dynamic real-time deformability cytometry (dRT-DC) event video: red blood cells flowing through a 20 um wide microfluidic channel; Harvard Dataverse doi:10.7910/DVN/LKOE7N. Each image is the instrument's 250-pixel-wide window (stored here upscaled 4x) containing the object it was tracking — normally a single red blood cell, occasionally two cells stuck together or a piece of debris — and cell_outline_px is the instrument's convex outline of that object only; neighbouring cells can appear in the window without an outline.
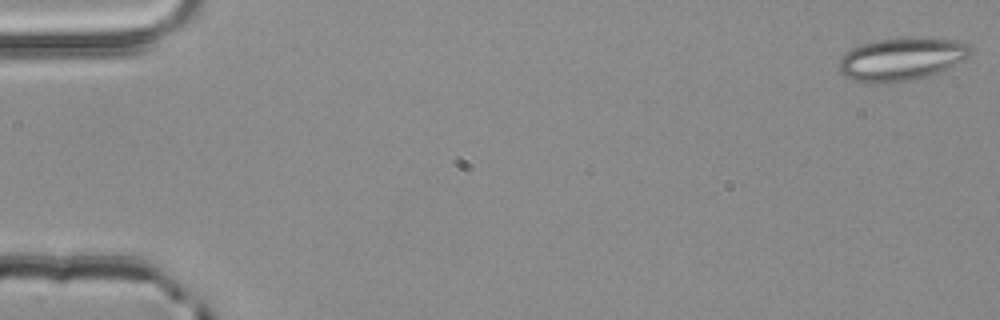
{"species": "common noctule bat (a hibernating species)", "species_latin": "Nyctalus noctula", "temperature_condition": "room temperature", "stored_images_in_passage": 4, "camera_frame_rate_fps": 3000, "um_per_image_px": 0.085, "animal": {"sex": "male", "body_mass_g": 20.4}, "frame": {"image": 1, "passage_image": 1, "time_ms": 0.0, "image_size_px": [1000, 320], "cell_outline_px": [[972, 56], [948, 68], [928, 76], [888, 84], [868, 84], [852, 80], [844, 76], [840, 72], [840, 60], [852, 48], [876, 40], [904, 36], [924, 36], [960, 40], [968, 44], [972, 48]], "centroid_in_image_um": [76.7, 5.0], "position_along_channel_um": 8.3, "area_um2": 33.7}}
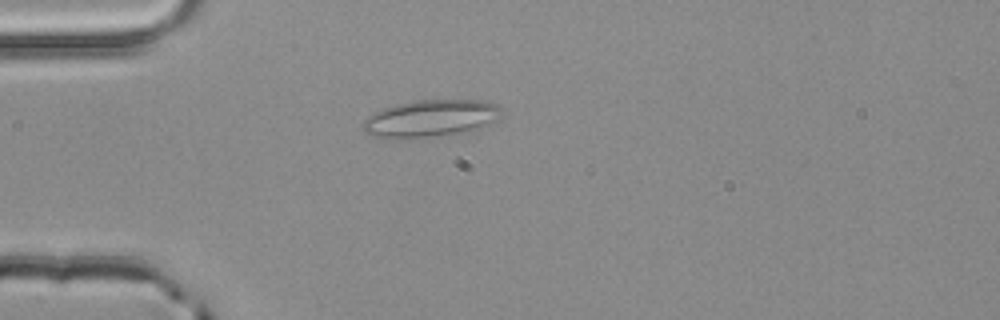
{"frame": {"image": 2, "passage_image": 4, "time_ms": 1.0, "image_size_px": [1000, 320], "cell_outline_px": [[500, 116], [496, 120], [480, 132], [452, 136], [396, 140], [384, 140], [372, 136], [364, 132], [364, 120], [372, 112], [384, 108], [400, 104], [420, 100], [480, 100], [496, 104], [500, 108]], "centroid_in_image_um": [36.64, 10.14], "position_along_channel_um": 48.4, "area_um2": 31.33}}